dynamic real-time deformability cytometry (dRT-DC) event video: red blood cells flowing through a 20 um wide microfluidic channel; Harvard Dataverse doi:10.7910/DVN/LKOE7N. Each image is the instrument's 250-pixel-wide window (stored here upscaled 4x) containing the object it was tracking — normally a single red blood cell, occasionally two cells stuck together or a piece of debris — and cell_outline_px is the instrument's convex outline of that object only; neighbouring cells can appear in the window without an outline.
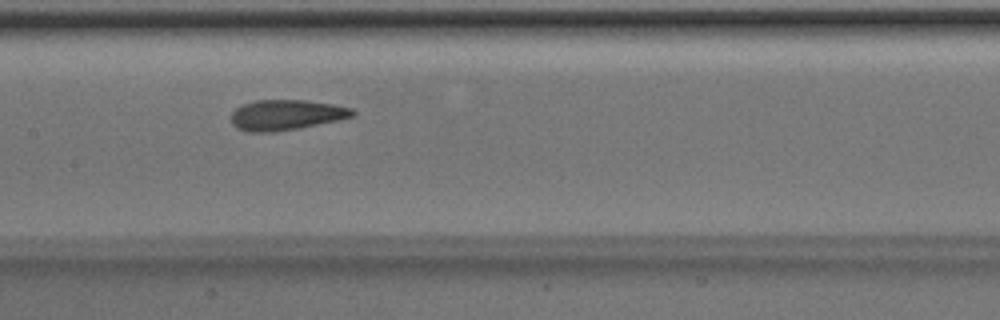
{"species": "Egyptian fruit bat (a non-hibernating species)", "species_latin": "Rousettus aegyptiacus", "temperature_condition": "room temperature", "stored_images_in_passage": 46, "camera_frame_rate_fps": 3000, "um_per_image_px": 0.085, "animal": {"sex": "male"}, "frame": {"image": 1, "passage_image": 20, "time_ms": 6.333, "image_size_px": [1000, 320], "cell_outline_px": [[356, 112], [352, 116], [336, 120], [300, 128], [272, 132], [248, 132], [236, 128], [232, 124], [232, 112], [240, 104], [256, 100], [304, 100], [332, 104], [352, 108]], "centroid_in_image_um": [24.27, 9.76], "position_along_channel_um": 183.1, "area_um2": 21.44}}
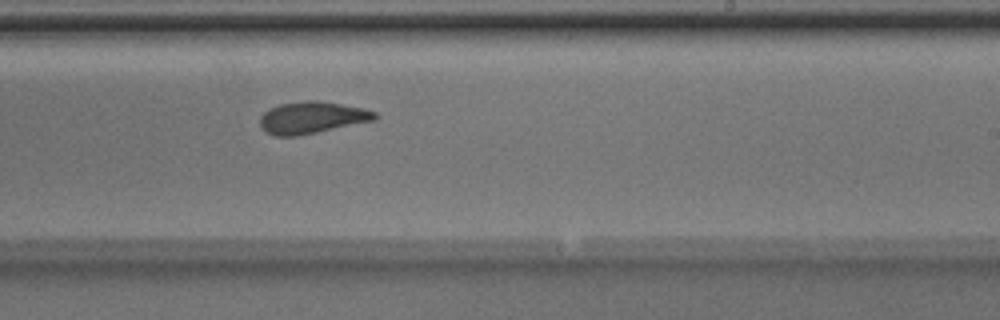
{"frame": {"image": 2, "passage_image": 26, "time_ms": 8.333, "image_size_px": [1000, 320], "cell_outline_px": [[380, 116], [376, 120], [296, 136], [276, 136], [264, 132], [260, 124], [260, 116], [268, 108], [280, 104], [308, 100], [316, 100], [364, 108], [376, 112]], "centroid_in_image_um": [26.51, 9.99], "position_along_channel_um": 262.5, "area_um2": 21.39}}
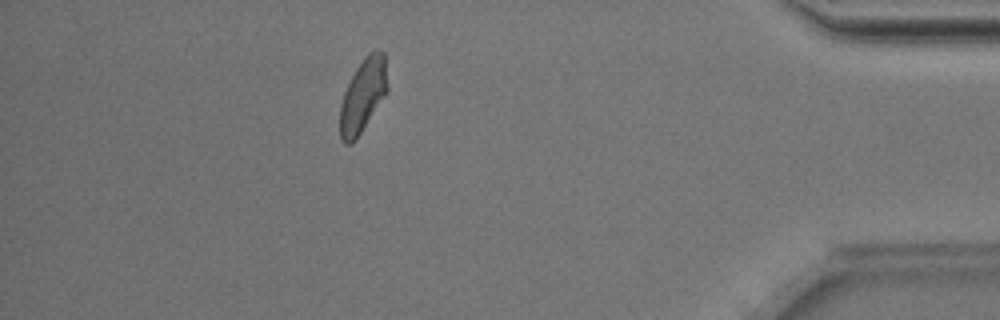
{"frame": {"image": 3, "passage_image": 40, "time_ms": 13.0, "image_size_px": [1000, 320], "cell_outline_px": [[388, 92], [356, 140], [352, 144], [344, 144], [340, 140], [340, 104], [344, 92], [356, 68], [364, 56], [368, 52], [376, 48], [384, 52], [388, 88]], "centroid_in_image_um": [30.86, 8.12], "position_along_channel_um": 404.3, "area_um2": 20.63}, "authors_computed_cell_mechanics": {"area_um2": 21.3571, "velocity_mm_per_s": 3.997, "shape_relaxation_time_tau1_ms": 4.2125, "shape_relaxation_time_tau2_ms": 1.3457, "deformation_change_tau1": 0.1508, "deformation_change_tau2": 0.0882}}